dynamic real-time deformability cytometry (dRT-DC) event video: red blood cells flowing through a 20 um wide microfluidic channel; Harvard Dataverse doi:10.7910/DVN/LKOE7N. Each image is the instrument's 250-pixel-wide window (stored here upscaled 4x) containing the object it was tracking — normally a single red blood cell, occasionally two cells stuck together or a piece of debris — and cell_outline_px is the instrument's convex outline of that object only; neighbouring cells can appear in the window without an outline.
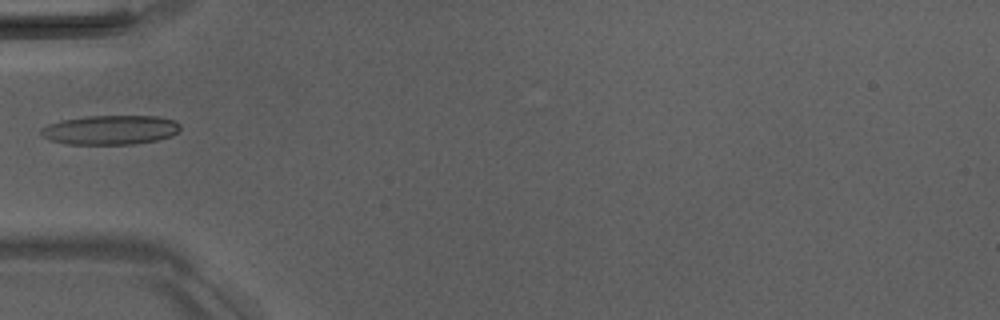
{"species": "Egyptian fruit bat (a non-hibernating species)", "species_latin": "Rousettus aegyptiacus", "temperature_condition": "room temperature", "stored_images_in_passage": 5, "camera_frame_rate_fps": 3000, "um_per_image_px": 0.085, "animal": {"sex": "male"}, "frame": {"image": 1, "passage_image": 5, "time_ms": 5.667, "image_size_px": [1000, 320], "cell_outline_px": [[180, 128], [172, 136], [156, 140], [132, 144], [68, 144], [52, 140], [44, 136], [40, 132], [40, 128], [48, 124], [64, 120], [88, 116], [156, 116], [176, 120], [180, 124]], "centroid_in_image_um": [9.41, 11.04], "position_along_channel_um": 75.6, "area_um2": 23.64}}